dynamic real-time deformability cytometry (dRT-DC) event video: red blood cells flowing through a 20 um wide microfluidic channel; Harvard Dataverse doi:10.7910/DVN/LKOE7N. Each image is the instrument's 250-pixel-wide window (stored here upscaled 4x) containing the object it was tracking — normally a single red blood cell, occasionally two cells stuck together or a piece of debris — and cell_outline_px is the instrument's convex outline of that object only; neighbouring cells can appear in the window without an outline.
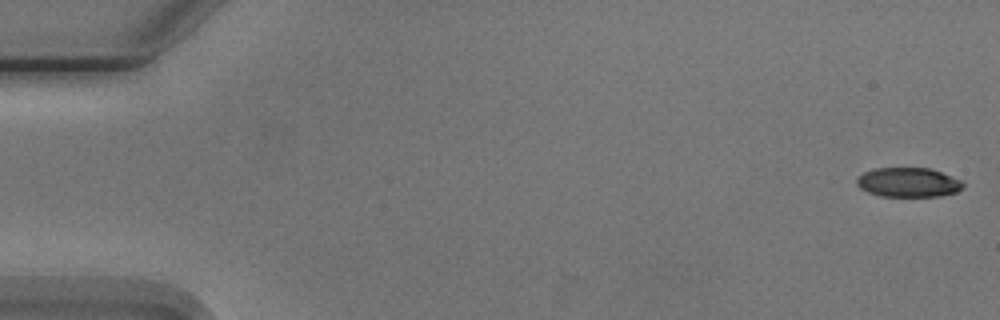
{"species": "Egyptian fruit bat (a non-hibernating species)", "species_latin": "Rousettus aegyptiacus", "temperature_condition": "cold", "stored_images_in_passage": 5, "camera_frame_rate_fps": 3000, "um_per_image_px": 0.085, "animal": {"sex": "male"}, "frame": {"image": 1, "passage_image": 1, "time_ms": 0.0, "image_size_px": [1000, 320], "cell_outline_px": [[964, 188], [956, 192], [940, 196], [880, 196], [868, 192], [860, 188], [856, 184], [856, 176], [872, 168], [928, 168], [940, 172], [960, 180], [964, 184]], "centroid_in_image_um": [77.16, 15.5], "position_along_channel_um": 7.8, "area_um2": 18.26}}
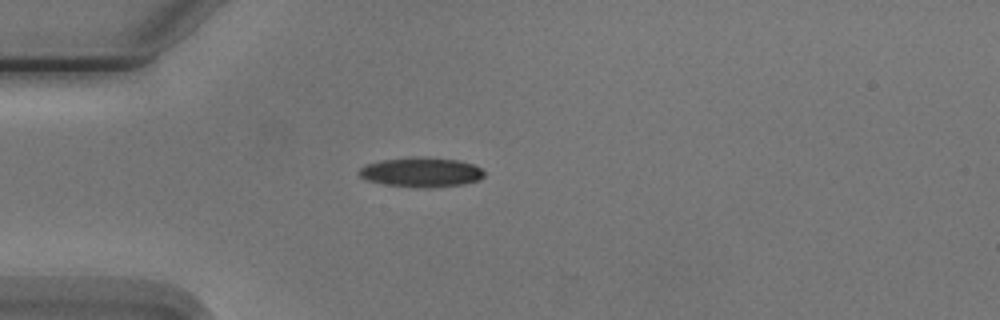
{"frame": {"image": 2, "passage_image": 5, "time_ms": 4.667, "image_size_px": [1000, 320], "cell_outline_px": [[484, 176], [476, 180], [464, 184], [428, 188], [384, 184], [368, 180], [360, 176], [356, 172], [364, 164], [380, 160], [408, 156], [428, 156], [460, 160], [472, 164], [480, 168], [484, 172]], "centroid_in_image_um": [35.77, 14.61], "position_along_channel_um": 49.2, "area_um2": 21.91}}